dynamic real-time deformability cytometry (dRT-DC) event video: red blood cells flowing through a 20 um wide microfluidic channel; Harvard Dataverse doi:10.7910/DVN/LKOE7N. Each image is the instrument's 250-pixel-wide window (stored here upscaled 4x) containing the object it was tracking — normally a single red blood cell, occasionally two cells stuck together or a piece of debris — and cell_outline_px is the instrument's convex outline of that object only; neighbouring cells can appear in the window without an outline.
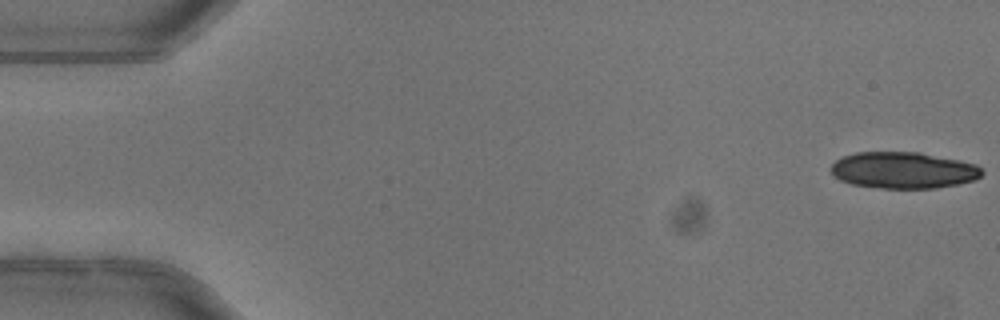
{"species": "common noctule bat (a hibernating species)", "species_latin": "Nyctalus noctula", "temperature_condition": "warm", "stored_images_in_passage": 52, "camera_frame_rate_fps": 3000, "um_per_image_px": 0.085, "animal": {"sex": "female"}, "frame": {"image": 1, "passage_image": 1, "time_ms": 0.0, "image_size_px": [1000, 320], "cell_outline_px": [[984, 172], [976, 180], [936, 188], [880, 188], [852, 184], [840, 180], [832, 176], [832, 164], [836, 160], [844, 156], [856, 152], [920, 152], [976, 164]], "centroid_in_image_um": [76.78, 14.47], "position_along_channel_um": 8.2, "area_um2": 32.02}}
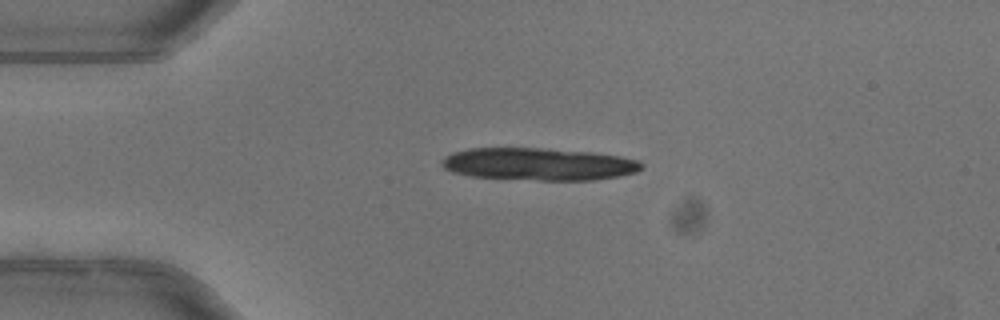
{"frame": {"image": 2, "passage_image": 12, "time_ms": 3.667, "image_size_px": [1000, 320], "cell_outline_px": [[644, 164], [636, 172], [620, 176], [596, 180], [540, 180], [468, 176], [452, 172], [444, 168], [440, 164], [440, 160], [444, 156], [452, 152], [468, 148], [540, 148], [592, 152], [620, 156], [636, 160]], "centroid_in_image_um": [45.73, 13.95], "position_along_channel_um": 39.3, "area_um2": 37.92}, "authors_computed_cell_mechanics": {"area_um2": 21.5305, "velocity_mm_per_s": 4.0306, "shape_relaxation_time_tau1_ms": 3.3267, "shape_relaxation_time_tau2_ms": null, "deformation_change_tau1": 0.122, "deformation_change_tau2": null}}